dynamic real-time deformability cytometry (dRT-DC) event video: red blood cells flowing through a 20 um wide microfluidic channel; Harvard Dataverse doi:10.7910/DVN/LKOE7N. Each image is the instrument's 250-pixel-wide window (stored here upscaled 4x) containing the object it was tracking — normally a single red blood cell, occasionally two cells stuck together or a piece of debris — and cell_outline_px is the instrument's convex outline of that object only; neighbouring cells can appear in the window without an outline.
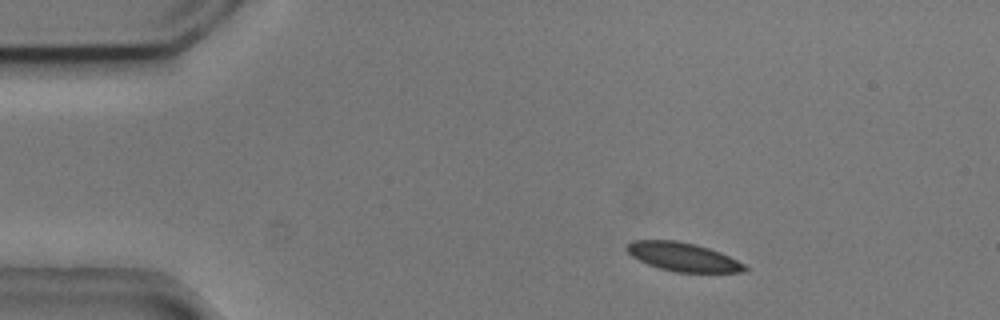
{"species": "common noctule bat (a hibernating species)", "species_latin": "Nyctalus noctula", "temperature_condition": "cold", "stored_images_in_passage": 52, "camera_frame_rate_fps": 3000, "um_per_image_px": 0.085, "animal": {"sex": "male", "body_mass_g": 20.5, "forearm_length_mm": 52.5}, "frame": {"image": 1, "passage_image": 6, "time_ms": 1.667, "image_size_px": [1000, 320], "cell_outline_px": [[748, 272], [676, 272], [660, 268], [648, 264], [632, 256], [624, 248], [632, 240], [676, 240], [696, 244], [720, 252], [744, 264], [748, 268]], "centroid_in_image_um": [58.05, 21.83], "position_along_channel_um": 26.9, "area_um2": 19.59}}
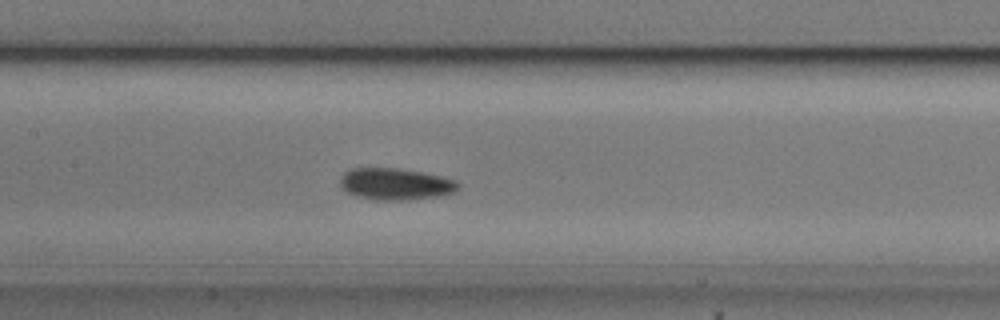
{"frame": {"image": 2, "passage_image": 23, "time_ms": 7.333, "image_size_px": [1000, 320], "cell_outline_px": [[460, 188], [456, 192], [444, 196], [408, 200], [376, 200], [356, 196], [348, 192], [340, 184], [340, 176], [344, 172], [352, 168], [400, 168], [440, 176], [456, 180], [460, 184]], "centroid_in_image_um": [33.66, 15.65], "position_along_channel_um": 173.7, "area_um2": 22.08}}
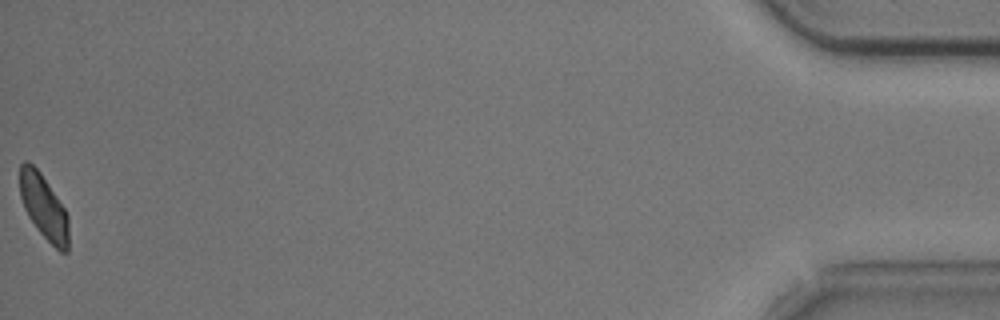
{"frame": {"image": 3, "passage_image": 52, "time_ms": 17.0, "image_size_px": [1000, 320], "cell_outline_px": [[68, 252], [60, 252], [40, 232], [28, 216], [24, 208], [20, 196], [20, 164], [24, 160], [28, 160], [40, 172], [64, 208], [68, 216]], "centroid_in_image_um": [3.71, 17.57], "position_along_channel_um": 431.5, "area_um2": 18.15}, "authors_computed_cell_mechanics": {"area_um2": 20.4612, "velocity_mm_per_s": 3.6907, "shape_relaxation_time_tau1_ms": 2.9447, "shape_relaxation_time_tau2_ms": 5.6289, "deformation_change_tau1": 0.0776, "deformation_change_tau2": 0.0717}}